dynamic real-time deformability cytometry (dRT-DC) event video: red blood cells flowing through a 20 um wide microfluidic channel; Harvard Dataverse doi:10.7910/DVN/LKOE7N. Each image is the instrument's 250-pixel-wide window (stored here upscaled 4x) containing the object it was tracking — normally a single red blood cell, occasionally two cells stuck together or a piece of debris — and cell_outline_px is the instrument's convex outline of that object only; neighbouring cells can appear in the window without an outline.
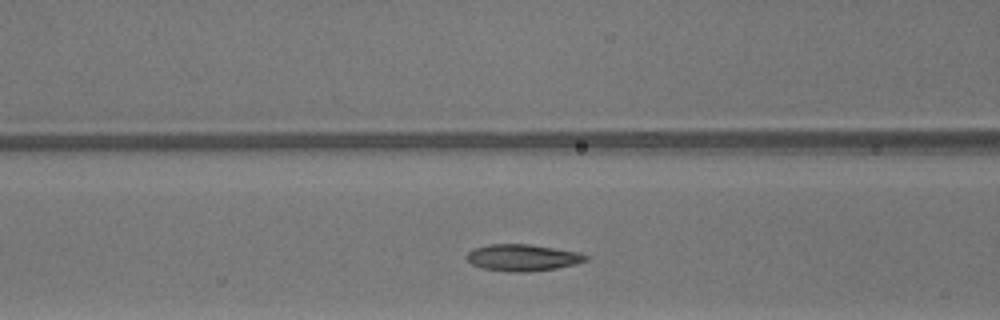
{"species": "common noctule bat (a hibernating species)", "species_latin": "Nyctalus noctula", "temperature_condition": "warm", "stored_images_in_passage": 29, "camera_frame_rate_fps": 3000, "um_per_image_px": 0.085, "animal": {"sex": "male", "body_mass_g": 13.3}, "frame": {"image": 1, "passage_image": 11, "time_ms": 3.333, "image_size_px": [1000, 320], "cell_outline_px": [[588, 260], [576, 264], [556, 268], [528, 272], [508, 272], [480, 268], [472, 264], [464, 256], [472, 248], [488, 244], [528, 244], [576, 252], [588, 256]], "centroid_in_image_um": [44.35, 21.9], "position_along_channel_um": 122.2, "area_um2": 18.55}}
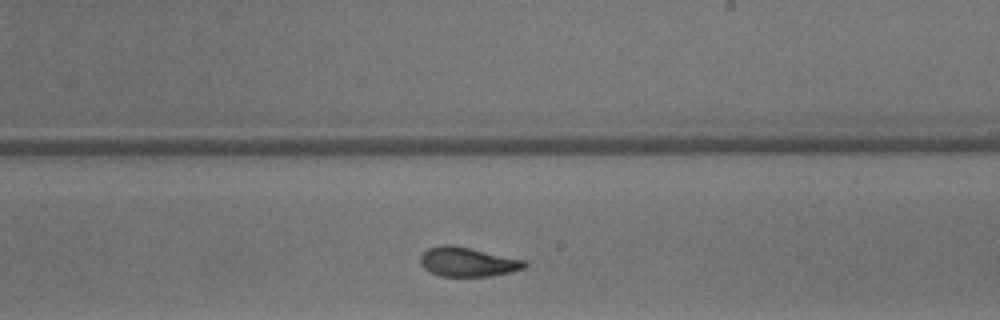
{"frame": {"image": 2, "passage_image": 20, "time_ms": 6.333, "image_size_px": [1000, 320], "cell_outline_px": [[528, 264], [524, 268], [512, 272], [492, 276], [440, 276], [424, 268], [420, 264], [420, 256], [428, 248], [440, 244], [452, 244], [524, 260]], "centroid_in_image_um": [39.74, 22.26], "position_along_channel_um": 249.3, "area_um2": 17.8}}
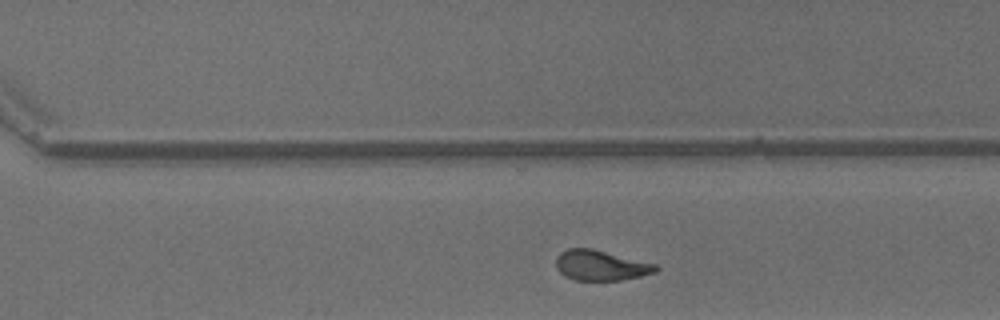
{"frame": {"image": 3, "passage_image": 25, "time_ms": 8.0, "image_size_px": [1000, 320], "cell_outline_px": [[660, 268], [656, 272], [640, 276], [620, 280], [576, 280], [560, 272], [556, 268], [556, 256], [560, 252], [568, 248], [592, 248], [656, 264]], "centroid_in_image_um": [51.07, 22.54], "position_along_channel_um": 319.5, "area_um2": 17.51}, "authors_computed_cell_mechanics": {"area_um2": 18.3226, "velocity_mm_per_s": 4.2316, "shape_relaxation_time_tau1_ms": 3.4635, "shape_relaxation_time_tau2_ms": 1.6124, "deformation_change_tau1": 0.1527, "deformation_change_tau2": 0.084}}